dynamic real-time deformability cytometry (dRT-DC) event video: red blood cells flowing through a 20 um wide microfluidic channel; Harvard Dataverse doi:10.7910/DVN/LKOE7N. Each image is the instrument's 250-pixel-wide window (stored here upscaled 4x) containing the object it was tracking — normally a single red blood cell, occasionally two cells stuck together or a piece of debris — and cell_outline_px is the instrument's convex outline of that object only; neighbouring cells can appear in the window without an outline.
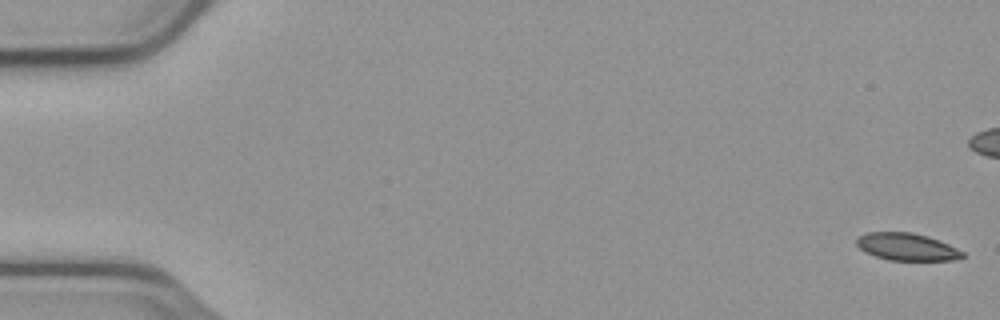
{"species": "common noctule bat (a hibernating species)", "species_latin": "Nyctalus noctula", "temperature_condition": "cold", "stored_images_in_passage": 56, "camera_frame_rate_fps": 3000, "um_per_image_px": 0.085, "animal": {"sex": "male", "body_mass_g": 23.1, "forearm_length_mm": 52.7}, "frame": {"image": 1, "passage_image": 1, "time_ms": 0.0, "image_size_px": [1000, 320], "cell_outline_px": [[964, 256], [956, 260], [888, 260], [864, 252], [856, 244], [856, 236], [868, 232], [912, 232], [928, 236], [940, 240], [964, 252]], "centroid_in_image_um": [77.06, 20.97], "position_along_channel_um": 7.9, "area_um2": 16.99}}
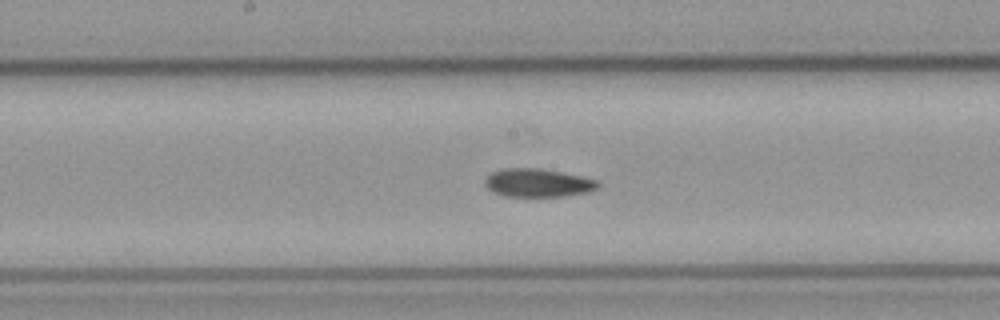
{"frame": {"image": 2, "passage_image": 29, "time_ms": 9.333, "image_size_px": [1000, 320], "cell_outline_px": [[600, 188], [592, 192], [564, 196], [504, 196], [488, 188], [484, 184], [484, 180], [492, 172], [504, 168], [540, 168], [584, 176], [600, 180]], "centroid_in_image_um": [45.82, 15.54], "position_along_channel_um": 202.4, "area_um2": 18.9}}
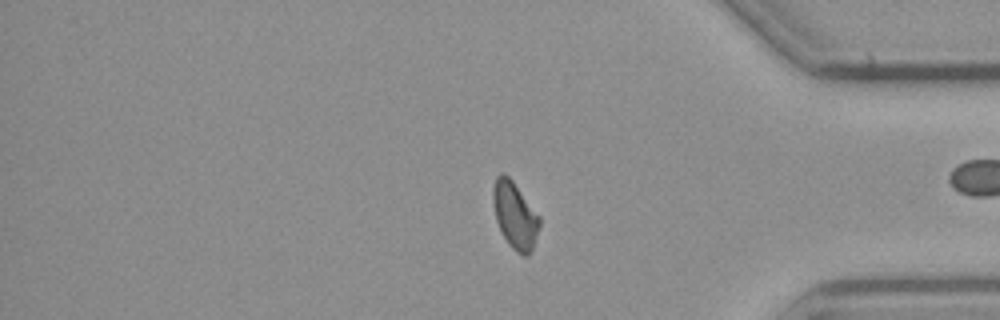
{"frame": {"image": 3, "passage_image": 46, "time_ms": 15.0, "image_size_px": [1000, 320], "cell_outline_px": [[540, 224], [532, 248], [528, 256], [524, 256], [516, 252], [508, 244], [496, 220], [492, 200], [492, 188], [496, 176], [500, 172], [504, 172], [512, 180], [540, 216]], "centroid_in_image_um": [43.75, 18.27], "position_along_channel_um": 391.5, "area_um2": 18.03}}